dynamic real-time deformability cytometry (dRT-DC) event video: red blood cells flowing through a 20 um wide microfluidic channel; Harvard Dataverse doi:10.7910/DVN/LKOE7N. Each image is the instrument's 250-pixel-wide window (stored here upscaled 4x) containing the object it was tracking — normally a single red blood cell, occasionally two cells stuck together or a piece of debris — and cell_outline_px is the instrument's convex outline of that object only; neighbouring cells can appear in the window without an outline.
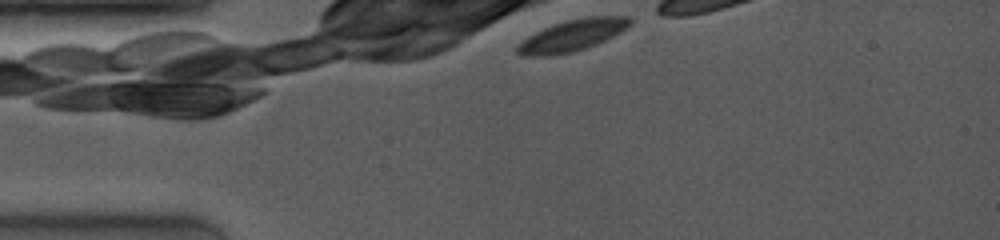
{"species": "common noctule bat (a hibernating species)", "species_latin": "Nyctalus noctula", "temperature_condition": "room temperature", "stored_images_in_passage": 1, "camera_frame_rate_fps": 4000, "um_per_image_px": 0.085, "animal": {"sex": "female", "body_mass_g": 19.0, "forearm_length_mm": 53.3}, "frame": {"image": 1, "passage_image": 1, "time_ms": 0.0, "image_size_px": [1000, 240], "cell_outline_px": [[632, 24], [620, 32], [596, 44], [572, 52], [548, 56], [524, 56], [516, 52], [516, 44], [528, 36], [544, 28], [568, 20], [588, 16], [632, 16]], "centroid_in_image_um": [48.64, 3.01], "position_along_channel_um": 36.4, "area_um2": 20.52}}